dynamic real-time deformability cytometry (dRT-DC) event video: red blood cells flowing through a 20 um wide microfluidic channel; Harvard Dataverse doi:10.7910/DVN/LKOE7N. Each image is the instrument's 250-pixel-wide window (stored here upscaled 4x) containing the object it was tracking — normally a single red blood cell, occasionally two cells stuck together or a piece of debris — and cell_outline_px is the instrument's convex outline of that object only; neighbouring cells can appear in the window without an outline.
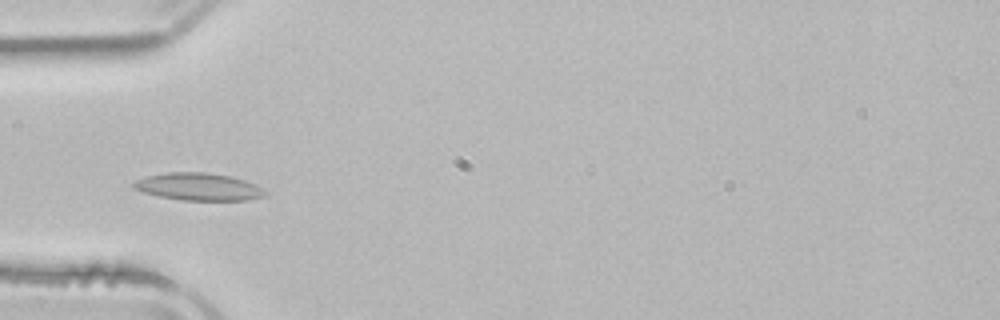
{"species": "common noctule bat (a hibernating species)", "species_latin": "Nyctalus noctula", "temperature_condition": "room temperature", "stored_images_in_passage": 5, "camera_frame_rate_fps": 3000, "um_per_image_px": 0.085, "animal": {"sex": "male", "body_mass_g": 21.5, "forearm_length_mm": 52.0}, "frame": {"image": 1, "passage_image": 3, "time_ms": 2.333, "image_size_px": [1000, 320], "cell_outline_px": [[268, 196], [248, 200], [184, 200], [160, 196], [144, 192], [132, 188], [132, 184], [136, 180], [148, 176], [168, 172], [204, 172], [232, 176], [256, 184], [264, 188], [268, 192]], "centroid_in_image_um": [16.95, 15.87], "position_along_channel_um": 68.0, "area_um2": 21.1}}
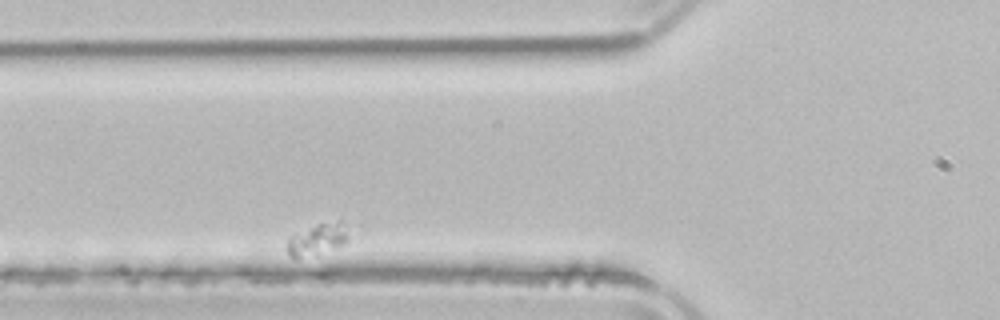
{"frame": {"image": 2, "passage_image": 5, "time_ms": 4.667, "image_size_px": [1000, 320], "cell_outline_px": [[364, 224], [360, 236], [320, 256], [292, 256], [288, 252], [288, 236], [316, 224], [340, 220]], "centroid_in_image_um": [27.45, 20.23], "position_along_channel_um": 98.3, "area_um2": 13.35}}